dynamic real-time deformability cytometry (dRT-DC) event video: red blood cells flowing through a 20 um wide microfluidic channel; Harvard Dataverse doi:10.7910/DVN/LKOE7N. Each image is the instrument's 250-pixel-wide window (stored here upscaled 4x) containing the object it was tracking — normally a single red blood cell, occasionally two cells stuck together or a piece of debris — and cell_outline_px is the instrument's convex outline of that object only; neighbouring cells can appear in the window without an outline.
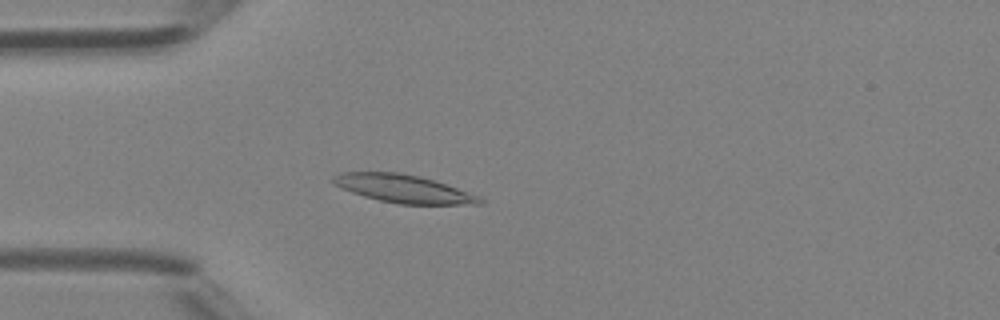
{"species": "Egyptian fruit bat (a non-hibernating species)", "species_latin": "Rousettus aegyptiacus", "temperature_condition": "room temperature", "stored_images_in_passage": 46, "camera_frame_rate_fps": 3000, "um_per_image_px": 0.085, "animal": {"sex": "female"}, "frame": {"image": 1, "passage_image": 13, "time_ms": 4.0, "image_size_px": [1000, 320], "cell_outline_px": [[484, 204], [400, 204], [380, 200], [364, 196], [340, 188], [332, 184], [332, 176], [340, 172], [400, 172], [420, 176], [480, 196], [484, 200]], "centroid_in_image_um": [34.25, 16.03], "position_along_channel_um": 50.8, "area_um2": 23.81}}
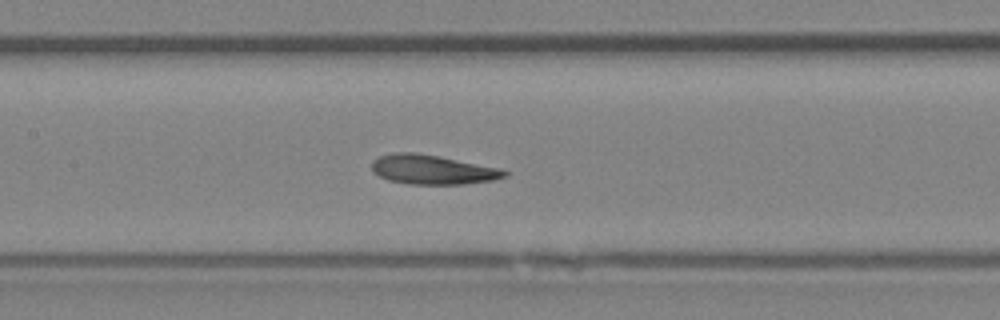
{"frame": {"image": 2, "passage_image": 22, "time_ms": 7.0, "image_size_px": [1000, 320], "cell_outline_px": [[508, 176], [492, 180], [460, 184], [408, 184], [388, 180], [372, 172], [372, 160], [380, 156], [392, 152], [416, 152], [440, 156], [496, 168], [508, 172]], "centroid_in_image_um": [36.69, 14.41], "position_along_channel_um": 170.7, "area_um2": 22.6}}
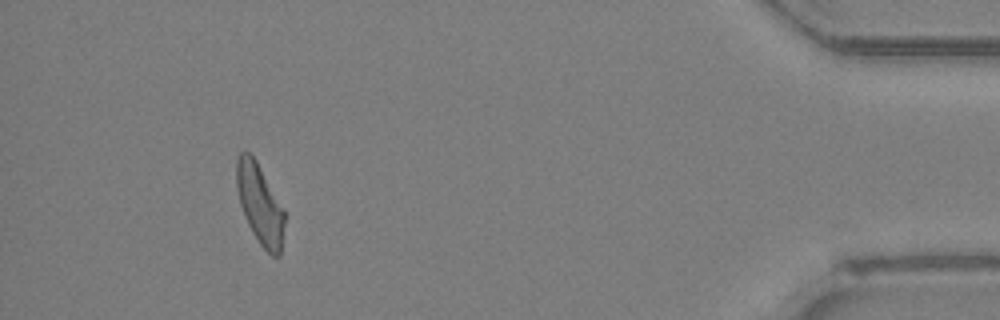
{"frame": {"image": 3, "passage_image": 43, "time_ms": 14.0, "image_size_px": [1000, 320], "cell_outline_px": [[284, 224], [280, 256], [272, 256], [260, 244], [252, 232], [244, 216], [240, 204], [236, 188], [236, 160], [240, 152], [244, 148], [256, 160], [284, 208]], "centroid_in_image_um": [22.07, 17.32], "position_along_channel_um": 413.1, "area_um2": 22.43}, "authors_computed_cell_mechanics": {"area_um2": 23.1778, "velocity_mm_per_s": 4.3765, "shape_relaxation_time_tau1_ms": 4.1483, "shape_relaxation_time_tau2_ms": 3.0822, "deformation_change_tau1": 0.1464, "deformation_change_tau2": 0.0643}}